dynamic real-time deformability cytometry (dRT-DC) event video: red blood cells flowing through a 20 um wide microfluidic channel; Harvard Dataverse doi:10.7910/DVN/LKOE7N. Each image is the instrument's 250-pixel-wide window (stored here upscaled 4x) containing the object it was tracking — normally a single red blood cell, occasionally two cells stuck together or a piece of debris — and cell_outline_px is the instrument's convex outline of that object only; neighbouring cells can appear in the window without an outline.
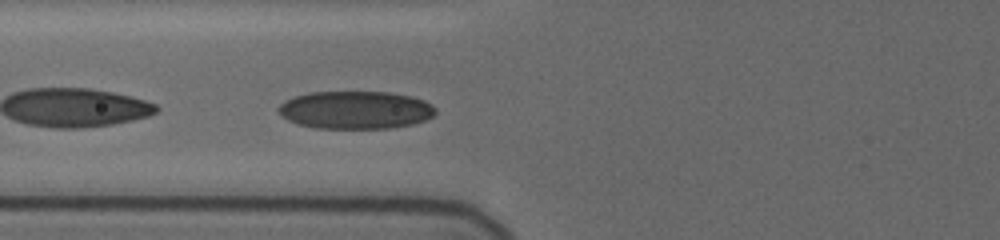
{"species": "human", "species_latin": "Homo sapiens", "temperature_condition": "cold", "stored_images_in_passage": 4, "camera_frame_rate_fps": 3000, "um_per_image_px": 0.085, "donor": {"sex": "female"}, "frame": {"image": 1, "passage_image": 4, "time_ms": 1.333, "image_size_px": [1000, 240], "cell_outline_px": [[436, 112], [432, 116], [424, 120], [412, 124], [392, 128], [316, 128], [300, 124], [288, 120], [280, 116], [276, 108], [280, 104], [296, 96], [308, 92], [388, 92], [412, 96], [424, 100], [432, 104], [436, 108]], "centroid_in_image_um": [30.22, 9.34], "position_along_channel_um": 95.6, "area_um2": 34.68}}